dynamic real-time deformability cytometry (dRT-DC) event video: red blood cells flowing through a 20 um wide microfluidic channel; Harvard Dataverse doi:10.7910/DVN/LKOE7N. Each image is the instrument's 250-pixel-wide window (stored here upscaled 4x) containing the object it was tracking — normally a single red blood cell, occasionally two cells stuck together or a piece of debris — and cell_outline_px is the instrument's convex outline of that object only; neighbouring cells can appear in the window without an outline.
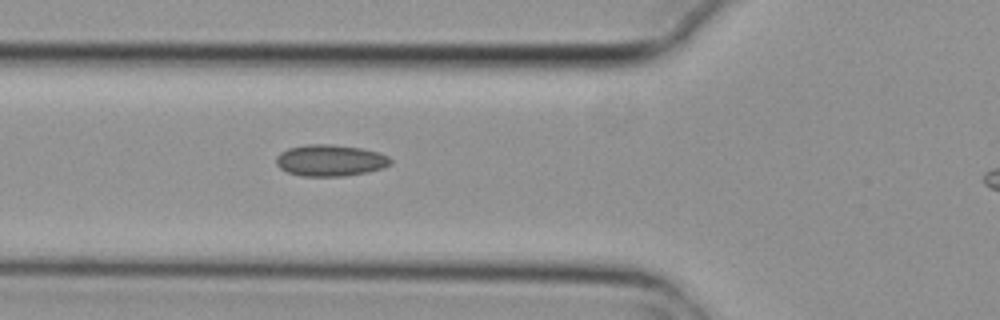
{"species": "common noctule bat (a hibernating species)", "species_latin": "Nyctalus noctula", "temperature_condition": "cold", "stored_images_in_passage": 3, "segment_of_instrument_passage": [1, 2], "camera_frame_rate_fps": 3000, "um_per_image_px": 0.085, "animal": {"sex": "female", "body_mass_g": 29.2, "forearm_length_mm": 56.3}, "frame": {"image": 1, "passage_image": 2, "time_ms": 0.333, "image_size_px": [1000, 320], "cell_outline_px": [[392, 164], [384, 168], [368, 172], [344, 176], [300, 176], [288, 172], [280, 168], [276, 164], [276, 156], [280, 152], [288, 148], [308, 144], [332, 144], [360, 148], [376, 152], [388, 156], [392, 160]], "centroid_in_image_um": [28.07, 13.64], "position_along_channel_um": 97.7, "area_um2": 21.1}}